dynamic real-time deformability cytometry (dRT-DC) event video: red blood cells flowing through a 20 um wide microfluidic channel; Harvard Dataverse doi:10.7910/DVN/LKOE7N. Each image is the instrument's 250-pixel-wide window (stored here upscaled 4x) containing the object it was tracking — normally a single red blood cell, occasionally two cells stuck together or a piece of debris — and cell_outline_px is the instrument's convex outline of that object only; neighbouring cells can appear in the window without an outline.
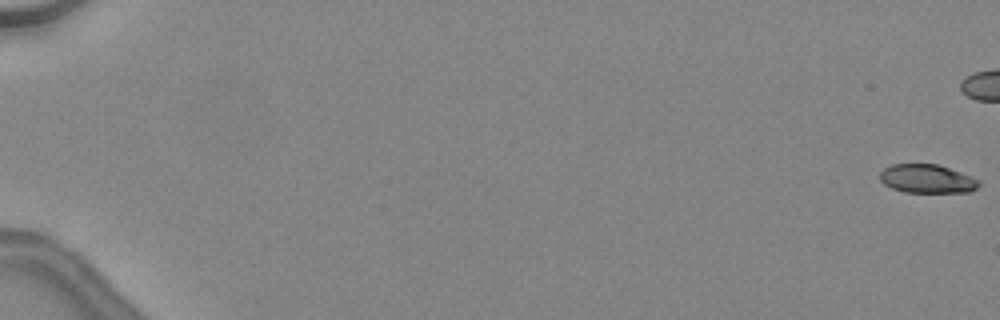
{"species": "common noctule bat (a hibernating species)", "species_latin": "Nyctalus noctula", "temperature_condition": "warm", "stored_images_in_passage": 41, "camera_frame_rate_fps": 3000, "um_per_image_px": 0.085, "animal": {"sex": "female", "body_mass_g": 24.6, "forearm_length_mm": 56.2}, "frame": {"image": 1, "passage_image": 1, "time_ms": 0.0, "image_size_px": [1000, 320], "cell_outline_px": [[980, 184], [976, 188], [968, 192], [904, 192], [892, 188], [884, 184], [880, 180], [880, 172], [884, 168], [892, 164], [936, 164], [972, 176], [980, 180]], "centroid_in_image_um": [78.79, 15.2], "position_along_channel_um": 6.2, "area_um2": 16.47}}